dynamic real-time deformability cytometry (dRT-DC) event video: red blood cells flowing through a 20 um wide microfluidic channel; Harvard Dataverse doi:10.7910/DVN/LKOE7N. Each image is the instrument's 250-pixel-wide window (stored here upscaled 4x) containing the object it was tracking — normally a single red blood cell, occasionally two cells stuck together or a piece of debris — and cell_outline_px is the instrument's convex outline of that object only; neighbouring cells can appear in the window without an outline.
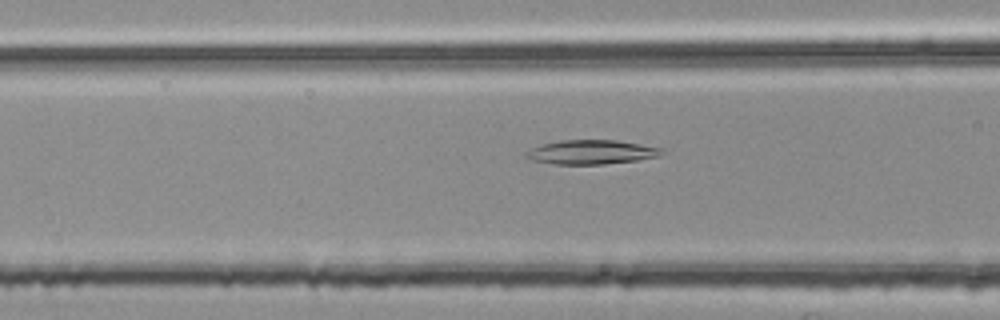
{"species": "common noctule bat (a hibernating species)", "species_latin": "Nyctalus noctula", "temperature_condition": "room temperature", "stored_images_in_passage": 12, "camera_frame_rate_fps": 3000, "um_per_image_px": 0.085, "animal": {"sex": "female", "body_mass_g": 25.1}, "frame": {"image": 1, "passage_image": 7, "time_ms": 2.0, "image_size_px": [1000, 320], "cell_outline_px": [[668, 152], [660, 156], [636, 160], [604, 164], [552, 164], [528, 160], [524, 156], [524, 152], [540, 144], [560, 140], [616, 140], [664, 148]], "centroid_in_image_um": [50.25, 12.93], "position_along_channel_um": 116.3, "area_um2": 19.48}}
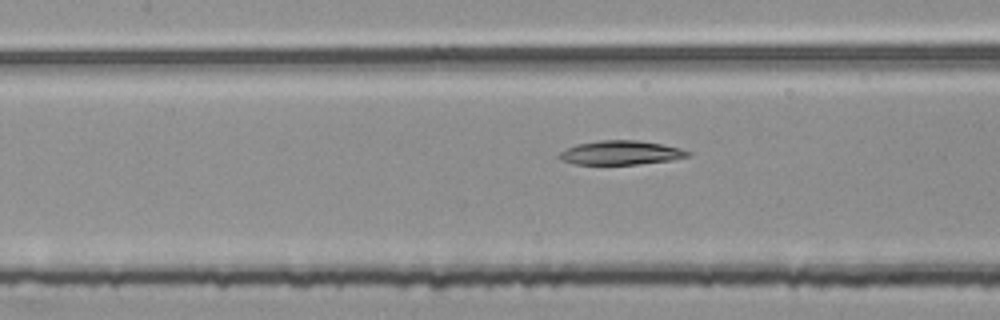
{"frame": {"image": 2, "passage_image": 10, "time_ms": 3.0, "image_size_px": [1000, 320], "cell_outline_px": [[692, 156], [672, 160], [636, 164], [576, 164], [560, 160], [556, 156], [560, 152], [576, 144], [600, 140], [636, 140], [660, 144], [680, 148], [692, 152]], "centroid_in_image_um": [52.78, 12.98], "position_along_channel_um": 154.6, "area_um2": 18.03}}